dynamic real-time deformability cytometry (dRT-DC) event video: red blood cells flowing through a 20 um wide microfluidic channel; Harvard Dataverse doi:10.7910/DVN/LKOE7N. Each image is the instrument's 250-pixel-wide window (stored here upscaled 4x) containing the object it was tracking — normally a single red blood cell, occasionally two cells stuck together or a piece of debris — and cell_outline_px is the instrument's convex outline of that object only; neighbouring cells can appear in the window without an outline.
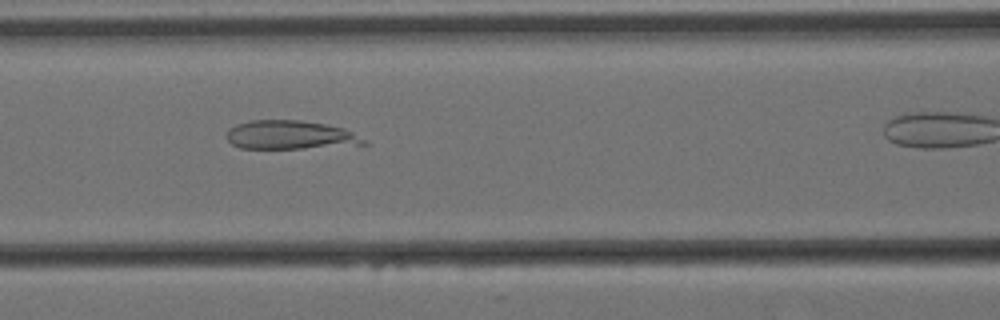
{"species": "Egyptian fruit bat (a non-hibernating species)", "species_latin": "Rousettus aegyptiacus", "temperature_condition": "cold", "stored_images_in_passage": 29, "camera_frame_rate_fps": 3000, "um_per_image_px": 0.085, "animal": {"sex": "female"}, "frame": {"image": 1, "passage_image": 7, "time_ms": 2.0, "image_size_px": [1000, 320], "cell_outline_px": [[368, 144], [304, 148], [240, 148], [232, 144], [224, 136], [228, 128], [236, 124], [248, 120], [300, 120], [324, 124], [344, 128], [368, 140]], "centroid_in_image_um": [24.64, 11.47], "position_along_channel_um": 142.0, "area_um2": 23.12}}
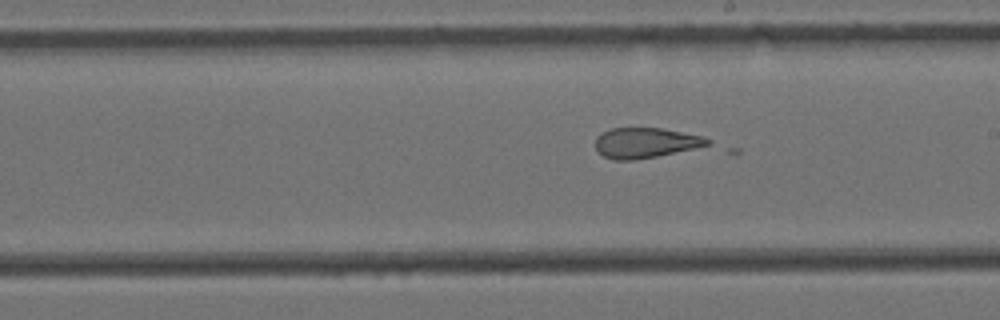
{"frame": {"image": 2, "passage_image": 15, "time_ms": 4.667, "image_size_px": [1000, 320], "cell_outline_px": [[712, 144], [656, 156], [632, 160], [612, 160], [604, 156], [596, 148], [596, 136], [612, 128], [664, 128], [704, 136], [712, 140]], "centroid_in_image_um": [54.9, 12.13], "position_along_channel_um": 234.1, "area_um2": 19.65}}
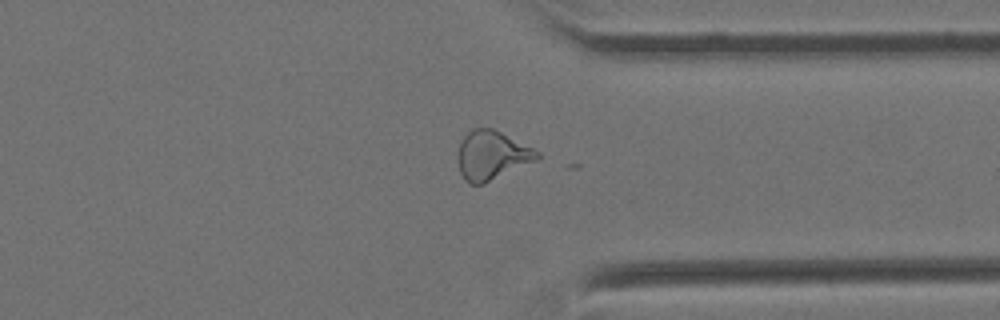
{"frame": {"image": 3, "passage_image": 27, "time_ms": 8.667, "image_size_px": [1000, 320], "cell_outline_px": [[540, 156], [536, 160], [484, 184], [468, 184], [464, 180], [460, 172], [460, 140], [472, 128], [492, 128], [540, 152]], "centroid_in_image_um": [41.8, 13.21], "position_along_channel_um": 369.6, "area_um2": 22.14}}